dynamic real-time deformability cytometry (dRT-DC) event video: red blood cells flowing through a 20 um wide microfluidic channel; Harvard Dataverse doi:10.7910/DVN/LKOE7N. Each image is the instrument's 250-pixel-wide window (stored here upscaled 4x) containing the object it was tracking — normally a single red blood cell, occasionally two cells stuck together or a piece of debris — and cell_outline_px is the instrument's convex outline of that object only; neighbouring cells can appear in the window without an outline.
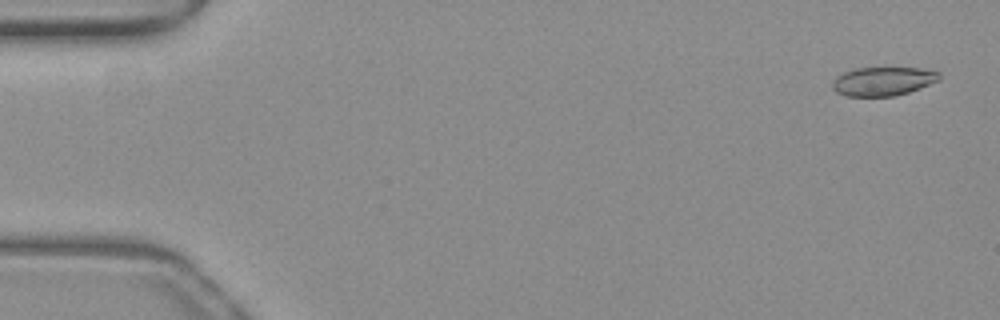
{"species": "common noctule bat (a hibernating species)", "species_latin": "Nyctalus noctula", "temperature_condition": "warm", "stored_images_in_passage": 14, "camera_frame_rate_fps": 3000, "um_per_image_px": 0.085, "animal": {"sex": "female", "body_mass_g": 19.3, "forearm_length_mm": 54.1}, "frame": {"image": 1, "passage_image": 2, "time_ms": 0.333, "image_size_px": [1000, 320], "cell_outline_px": [[940, 80], [920, 88], [896, 96], [844, 96], [836, 92], [832, 88], [832, 80], [836, 76], [844, 72], [856, 68], [920, 68], [940, 72]], "centroid_in_image_um": [75.04, 6.91], "position_along_channel_um": 10.0, "area_um2": 18.03}}
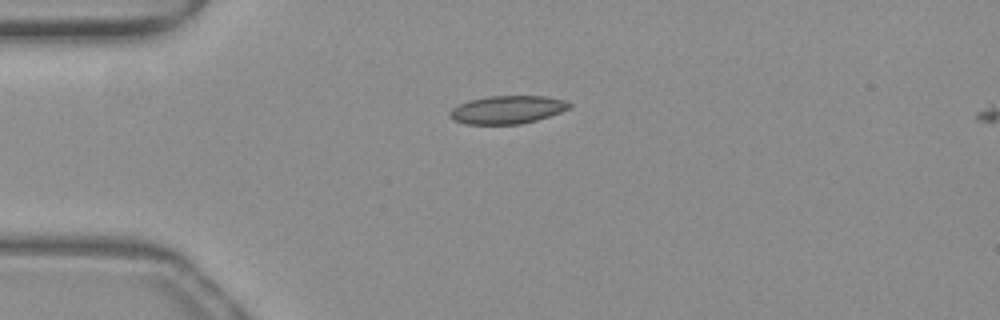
{"frame": {"image": 2, "passage_image": 13, "time_ms": 4.0, "image_size_px": [1000, 320], "cell_outline_px": [[572, 104], [568, 108], [560, 112], [536, 120], [520, 124], [464, 124], [452, 120], [448, 116], [448, 112], [452, 108], [468, 100], [488, 96], [544, 96], [568, 100]], "centroid_in_image_um": [43.08, 9.32], "position_along_channel_um": 41.9, "area_um2": 19.65}}